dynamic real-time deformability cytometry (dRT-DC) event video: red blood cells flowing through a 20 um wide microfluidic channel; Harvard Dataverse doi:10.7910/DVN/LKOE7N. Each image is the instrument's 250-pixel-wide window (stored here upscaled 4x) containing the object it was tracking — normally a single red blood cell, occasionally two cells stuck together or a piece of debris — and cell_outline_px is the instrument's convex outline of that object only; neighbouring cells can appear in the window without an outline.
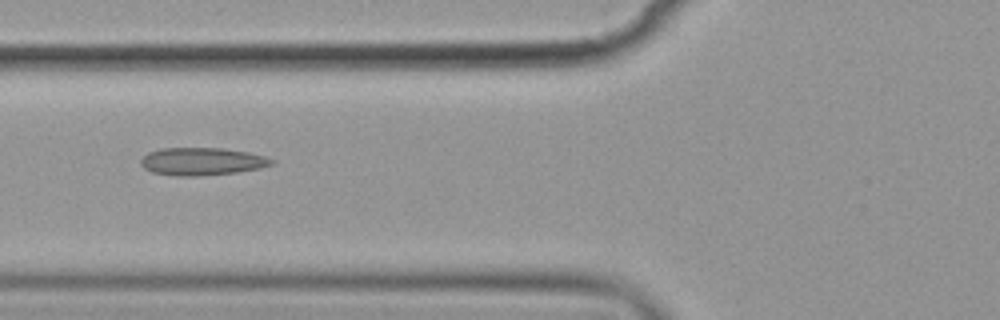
{"species": "common noctule bat (a hibernating species)", "species_latin": "Nyctalus noctula", "temperature_condition": "cold", "stored_images_in_passage": 7, "camera_frame_rate_fps": 3000, "um_per_image_px": 0.085, "animal": {"sex": "female", "body_mass_g": 19.9}, "frame": {"image": 1, "passage_image": 6, "time_ms": 6.0, "image_size_px": [1000, 320], "cell_outline_px": [[276, 160], [272, 164], [260, 168], [236, 172], [196, 176], [176, 176], [152, 172], [144, 168], [140, 164], [140, 160], [148, 152], [160, 148], [224, 148], [248, 152], [264, 156]], "centroid_in_image_um": [17.15, 13.72], "position_along_channel_um": 108.7, "area_um2": 21.1}}
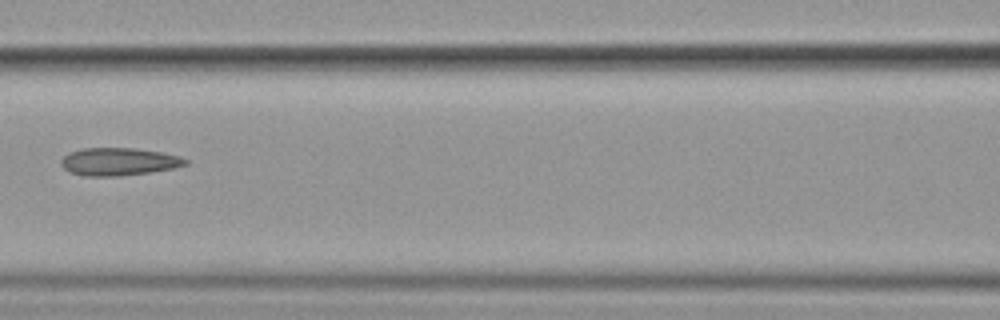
{"frame": {"image": 2, "passage_image": 7, "time_ms": 7.333, "image_size_px": [1000, 320], "cell_outline_px": [[188, 164], [172, 168], [148, 172], [116, 176], [84, 176], [72, 172], [64, 168], [60, 164], [60, 160], [68, 152], [84, 148], [136, 148], [160, 152], [180, 156], [188, 160]], "centroid_in_image_um": [10.07, 13.73], "position_along_channel_um": 156.5, "area_um2": 19.94}}